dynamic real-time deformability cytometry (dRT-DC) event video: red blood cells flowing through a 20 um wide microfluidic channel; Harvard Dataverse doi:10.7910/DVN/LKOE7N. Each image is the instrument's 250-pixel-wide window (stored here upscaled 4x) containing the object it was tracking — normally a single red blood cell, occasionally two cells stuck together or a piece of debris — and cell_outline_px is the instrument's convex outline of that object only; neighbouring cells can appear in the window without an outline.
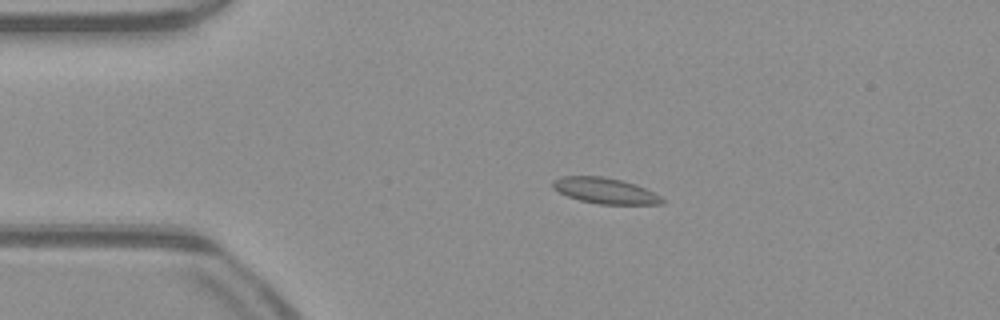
{"species": "common noctule bat (a hibernating species)", "species_latin": "Nyctalus noctula", "temperature_condition": "warm", "stored_images_in_passage": 41, "camera_frame_rate_fps": 3000, "um_per_image_px": 0.085, "animal": {"sex": "male", "body_mass_g": 23.1, "forearm_length_mm": 52.7}, "frame": {"image": 1, "passage_image": 1, "time_ms": 0.0, "image_size_px": [1000, 320], "cell_outline_px": [[664, 204], [600, 204], [580, 200], [568, 196], [552, 188], [552, 180], [560, 176], [604, 176], [636, 184], [660, 196], [664, 200]], "centroid_in_image_um": [51.4, 16.2], "position_along_channel_um": 33.6, "area_um2": 16.36}}
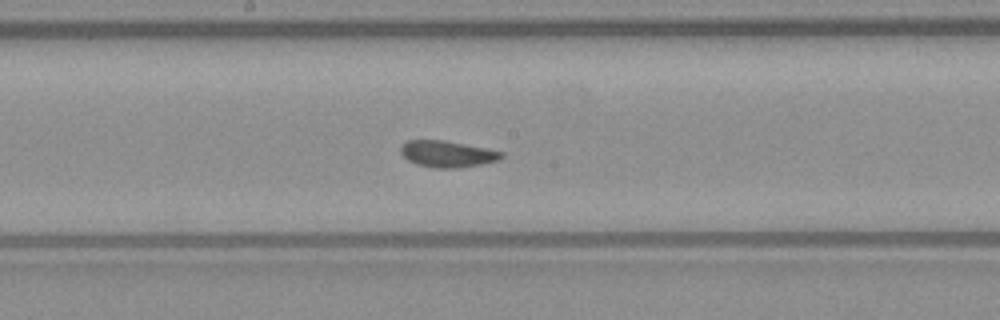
{"frame": {"image": 2, "passage_image": 17, "time_ms": 5.333, "image_size_px": [1000, 320], "cell_outline_px": [[504, 156], [500, 160], [480, 164], [456, 168], [432, 168], [416, 164], [408, 160], [400, 152], [400, 148], [408, 140], [444, 140], [504, 152]], "centroid_in_image_um": [38.02, 13.09], "position_along_channel_um": 210.2, "area_um2": 15.43}}
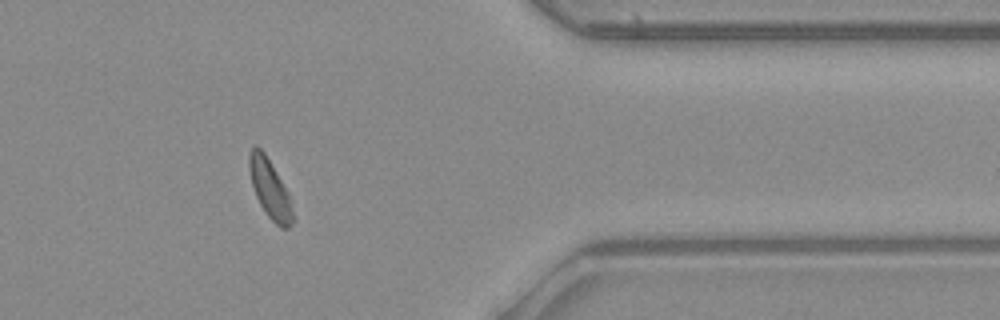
{"frame": {"image": 3, "passage_image": 32, "time_ms": 10.333, "image_size_px": [1000, 320], "cell_outline_px": [[296, 220], [288, 228], [280, 228], [268, 216], [260, 204], [256, 196], [252, 184], [248, 168], [248, 152], [256, 144], [264, 152], [288, 192]], "centroid_in_image_um": [22.95, 16.07], "position_along_channel_um": 388.5, "area_um2": 15.03}, "authors_computed_cell_mechanics": {"area_um2": 15.4326, "velocity_mm_per_s": 4.0399, "shape_relaxation_time_tau1_ms": 5.5839, "shape_relaxation_time_tau2_ms": null, "deformation_change_tau1": 0.0999, "deformation_change_tau2": null}}